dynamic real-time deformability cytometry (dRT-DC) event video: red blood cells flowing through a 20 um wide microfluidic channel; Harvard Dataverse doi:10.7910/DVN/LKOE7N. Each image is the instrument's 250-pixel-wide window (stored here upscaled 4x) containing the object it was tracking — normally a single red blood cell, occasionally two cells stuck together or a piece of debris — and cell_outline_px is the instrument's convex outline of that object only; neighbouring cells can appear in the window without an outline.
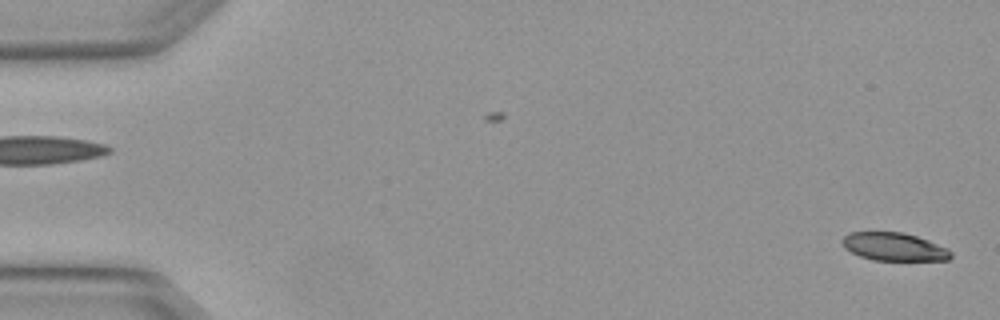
{"species": "Egyptian fruit bat (a non-hibernating species)", "species_latin": "Rousettus aegyptiacus", "temperature_condition": "warm", "stored_images_in_passage": 3, "segment_of_instrument_passage": [2, 2], "camera_frame_rate_fps": 3000, "um_per_image_px": 0.085, "animal": {"sex": "female"}, "frame": {"image": 1, "passage_image": 3, "time_ms": 0.667, "image_size_px": [1000, 320], "cell_outline_px": [[952, 256], [948, 260], [872, 260], [860, 256], [844, 248], [844, 236], [848, 232], [904, 232], [928, 240], [948, 248], [952, 252]], "centroid_in_image_um": [76.02, 20.97], "position_along_channel_um": 9.0, "area_um2": 17.69}}